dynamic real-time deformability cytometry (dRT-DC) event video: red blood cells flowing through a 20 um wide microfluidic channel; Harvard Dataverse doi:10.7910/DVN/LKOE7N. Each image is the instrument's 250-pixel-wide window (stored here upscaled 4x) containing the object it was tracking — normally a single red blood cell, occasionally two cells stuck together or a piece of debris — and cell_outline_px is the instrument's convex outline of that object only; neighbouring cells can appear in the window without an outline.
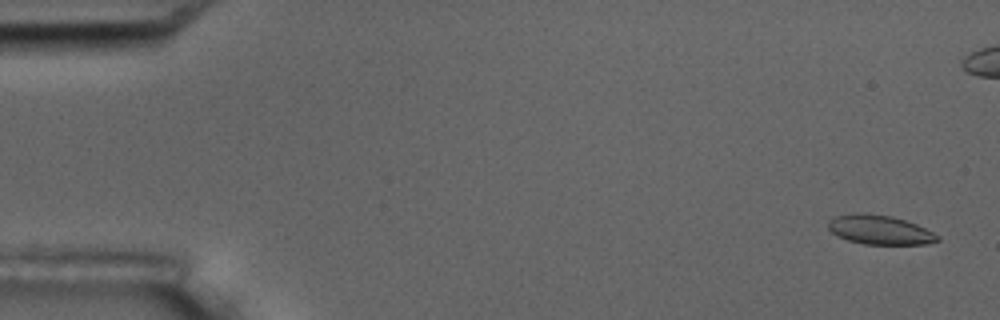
{"species": "common noctule bat (a hibernating species)", "species_latin": "Nyctalus noctula", "temperature_condition": "room temperature", "stored_images_in_passage": 5, "camera_frame_rate_fps": 3000, "um_per_image_px": 0.085, "animal": {"sex": "male", "body_mass_g": 17.5, "forearm_length_mm": 52.3}, "frame": {"image": 1, "passage_image": 1, "time_ms": 0.0, "image_size_px": [1000, 320], "cell_outline_px": [[940, 240], [924, 244], [864, 244], [848, 240], [836, 236], [828, 228], [828, 220], [832, 216], [852, 212], [860, 212], [892, 216], [916, 224], [940, 236]], "centroid_in_image_um": [74.71, 19.52], "position_along_channel_um": 10.3, "area_um2": 18.79}}